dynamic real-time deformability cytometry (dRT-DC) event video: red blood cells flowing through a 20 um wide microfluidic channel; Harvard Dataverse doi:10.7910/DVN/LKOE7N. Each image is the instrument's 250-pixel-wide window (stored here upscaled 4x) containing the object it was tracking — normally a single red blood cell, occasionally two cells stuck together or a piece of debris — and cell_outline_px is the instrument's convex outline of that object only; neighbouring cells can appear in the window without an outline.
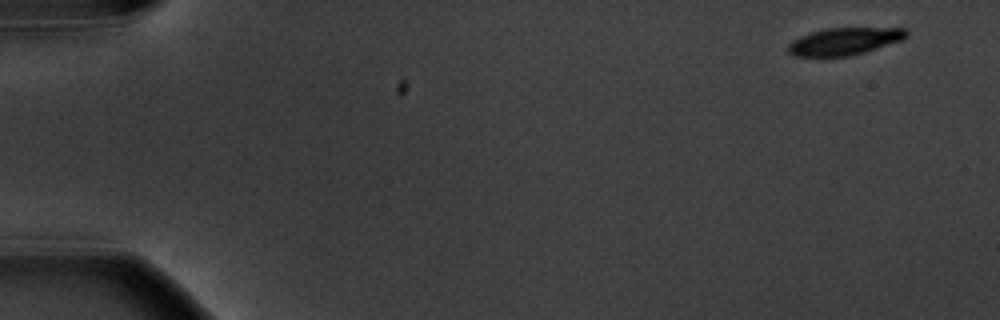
{"species": "common noctule bat (a hibernating species)", "species_latin": "Nyctalus noctula", "temperature_condition": "warm", "stored_images_in_passage": 4, "camera_frame_rate_fps": 3000, "um_per_image_px": 0.085, "animal": {"sex": "male", "body_mass_g": 20.1, "forearm_length_mm": 53.5}, "frame": {"image": 1, "passage_image": 1, "time_ms": 0.0, "image_size_px": [1000, 320], "cell_outline_px": [[908, 36], [900, 40], [864, 52], [848, 56], [792, 56], [788, 52], [788, 44], [792, 40], [800, 36], [824, 28], [904, 28], [908, 32]], "centroid_in_image_um": [71.73, 3.51], "position_along_channel_um": 13.3, "area_um2": 18.61}}